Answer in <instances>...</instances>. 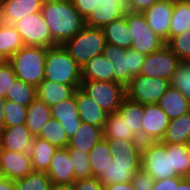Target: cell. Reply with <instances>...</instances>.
Returning <instances> with one entry per match:
<instances>
[{
	"mask_svg": "<svg viewBox=\"0 0 190 190\" xmlns=\"http://www.w3.org/2000/svg\"><path fill=\"white\" fill-rule=\"evenodd\" d=\"M112 161L96 178L102 185L128 183L141 169L142 142L136 140H110Z\"/></svg>",
	"mask_w": 190,
	"mask_h": 190,
	"instance_id": "6da1fadb",
	"label": "cell"
},
{
	"mask_svg": "<svg viewBox=\"0 0 190 190\" xmlns=\"http://www.w3.org/2000/svg\"><path fill=\"white\" fill-rule=\"evenodd\" d=\"M50 28L54 46L64 45L85 25V19L71 0H45L41 9Z\"/></svg>",
	"mask_w": 190,
	"mask_h": 190,
	"instance_id": "7a4b0ae2",
	"label": "cell"
},
{
	"mask_svg": "<svg viewBox=\"0 0 190 190\" xmlns=\"http://www.w3.org/2000/svg\"><path fill=\"white\" fill-rule=\"evenodd\" d=\"M44 80L80 88L81 68L63 45L47 48Z\"/></svg>",
	"mask_w": 190,
	"mask_h": 190,
	"instance_id": "3957f363",
	"label": "cell"
},
{
	"mask_svg": "<svg viewBox=\"0 0 190 190\" xmlns=\"http://www.w3.org/2000/svg\"><path fill=\"white\" fill-rule=\"evenodd\" d=\"M46 47L24 46L8 58L16 78L37 87L44 80Z\"/></svg>",
	"mask_w": 190,
	"mask_h": 190,
	"instance_id": "277c9868",
	"label": "cell"
},
{
	"mask_svg": "<svg viewBox=\"0 0 190 190\" xmlns=\"http://www.w3.org/2000/svg\"><path fill=\"white\" fill-rule=\"evenodd\" d=\"M106 44L102 28L84 26L63 47L82 68L90 58L103 54Z\"/></svg>",
	"mask_w": 190,
	"mask_h": 190,
	"instance_id": "5b68a950",
	"label": "cell"
},
{
	"mask_svg": "<svg viewBox=\"0 0 190 190\" xmlns=\"http://www.w3.org/2000/svg\"><path fill=\"white\" fill-rule=\"evenodd\" d=\"M106 59L114 63V82L122 84L125 88L134 76L141 74L142 65L146 55L135 49H124L115 45L106 44L103 50Z\"/></svg>",
	"mask_w": 190,
	"mask_h": 190,
	"instance_id": "8992f818",
	"label": "cell"
},
{
	"mask_svg": "<svg viewBox=\"0 0 190 190\" xmlns=\"http://www.w3.org/2000/svg\"><path fill=\"white\" fill-rule=\"evenodd\" d=\"M80 89L108 113L119 110L126 97V88L111 81H82Z\"/></svg>",
	"mask_w": 190,
	"mask_h": 190,
	"instance_id": "52a82bcc",
	"label": "cell"
},
{
	"mask_svg": "<svg viewBox=\"0 0 190 190\" xmlns=\"http://www.w3.org/2000/svg\"><path fill=\"white\" fill-rule=\"evenodd\" d=\"M124 15L132 34V49L149 55L166 45L165 41L147 25L143 13L126 10Z\"/></svg>",
	"mask_w": 190,
	"mask_h": 190,
	"instance_id": "ba28073f",
	"label": "cell"
},
{
	"mask_svg": "<svg viewBox=\"0 0 190 190\" xmlns=\"http://www.w3.org/2000/svg\"><path fill=\"white\" fill-rule=\"evenodd\" d=\"M141 168L154 180L177 176L172 171L171 152H167L166 144L161 141L142 144Z\"/></svg>",
	"mask_w": 190,
	"mask_h": 190,
	"instance_id": "9c48e42d",
	"label": "cell"
},
{
	"mask_svg": "<svg viewBox=\"0 0 190 190\" xmlns=\"http://www.w3.org/2000/svg\"><path fill=\"white\" fill-rule=\"evenodd\" d=\"M13 25L20 33L25 46L54 47V40L42 11L27 15Z\"/></svg>",
	"mask_w": 190,
	"mask_h": 190,
	"instance_id": "30bf717a",
	"label": "cell"
},
{
	"mask_svg": "<svg viewBox=\"0 0 190 190\" xmlns=\"http://www.w3.org/2000/svg\"><path fill=\"white\" fill-rule=\"evenodd\" d=\"M170 81L150 78L145 75L134 76L126 87V97L139 104H157L170 87Z\"/></svg>",
	"mask_w": 190,
	"mask_h": 190,
	"instance_id": "8fae6325",
	"label": "cell"
},
{
	"mask_svg": "<svg viewBox=\"0 0 190 190\" xmlns=\"http://www.w3.org/2000/svg\"><path fill=\"white\" fill-rule=\"evenodd\" d=\"M180 62V59L171 49L167 45H164L160 50L146 55L141 75L171 81Z\"/></svg>",
	"mask_w": 190,
	"mask_h": 190,
	"instance_id": "7c38bea8",
	"label": "cell"
},
{
	"mask_svg": "<svg viewBox=\"0 0 190 190\" xmlns=\"http://www.w3.org/2000/svg\"><path fill=\"white\" fill-rule=\"evenodd\" d=\"M0 149L21 152L32 159L34 153V136L25 124L4 127L0 131Z\"/></svg>",
	"mask_w": 190,
	"mask_h": 190,
	"instance_id": "4fadbf2b",
	"label": "cell"
},
{
	"mask_svg": "<svg viewBox=\"0 0 190 190\" xmlns=\"http://www.w3.org/2000/svg\"><path fill=\"white\" fill-rule=\"evenodd\" d=\"M170 119L158 104H144L142 143L161 141Z\"/></svg>",
	"mask_w": 190,
	"mask_h": 190,
	"instance_id": "5bb4252c",
	"label": "cell"
},
{
	"mask_svg": "<svg viewBox=\"0 0 190 190\" xmlns=\"http://www.w3.org/2000/svg\"><path fill=\"white\" fill-rule=\"evenodd\" d=\"M174 3L158 0L149 9L143 12L147 25L167 43L169 41V30L173 15Z\"/></svg>",
	"mask_w": 190,
	"mask_h": 190,
	"instance_id": "9a60e30c",
	"label": "cell"
},
{
	"mask_svg": "<svg viewBox=\"0 0 190 190\" xmlns=\"http://www.w3.org/2000/svg\"><path fill=\"white\" fill-rule=\"evenodd\" d=\"M33 171L31 159L21 152L0 149V175L12 181L23 179Z\"/></svg>",
	"mask_w": 190,
	"mask_h": 190,
	"instance_id": "2e32d148",
	"label": "cell"
},
{
	"mask_svg": "<svg viewBox=\"0 0 190 190\" xmlns=\"http://www.w3.org/2000/svg\"><path fill=\"white\" fill-rule=\"evenodd\" d=\"M51 118L60 122L68 138H71L76 133L82 122L78 114L76 91L71 98L51 106Z\"/></svg>",
	"mask_w": 190,
	"mask_h": 190,
	"instance_id": "e0dca14e",
	"label": "cell"
},
{
	"mask_svg": "<svg viewBox=\"0 0 190 190\" xmlns=\"http://www.w3.org/2000/svg\"><path fill=\"white\" fill-rule=\"evenodd\" d=\"M126 8L118 0H100L95 9L85 19V25L103 28L108 23L124 16Z\"/></svg>",
	"mask_w": 190,
	"mask_h": 190,
	"instance_id": "ac0fdd59",
	"label": "cell"
},
{
	"mask_svg": "<svg viewBox=\"0 0 190 190\" xmlns=\"http://www.w3.org/2000/svg\"><path fill=\"white\" fill-rule=\"evenodd\" d=\"M52 183L69 184L75 181L73 165L67 148H58L46 172Z\"/></svg>",
	"mask_w": 190,
	"mask_h": 190,
	"instance_id": "d6986e66",
	"label": "cell"
},
{
	"mask_svg": "<svg viewBox=\"0 0 190 190\" xmlns=\"http://www.w3.org/2000/svg\"><path fill=\"white\" fill-rule=\"evenodd\" d=\"M45 0H6L0 5L1 21L14 24L20 19L41 11Z\"/></svg>",
	"mask_w": 190,
	"mask_h": 190,
	"instance_id": "ffe728a7",
	"label": "cell"
},
{
	"mask_svg": "<svg viewBox=\"0 0 190 190\" xmlns=\"http://www.w3.org/2000/svg\"><path fill=\"white\" fill-rule=\"evenodd\" d=\"M76 103L79 118L82 122L98 126L103 129L107 120L108 112L99 107V105L86 95L80 88L76 89Z\"/></svg>",
	"mask_w": 190,
	"mask_h": 190,
	"instance_id": "44dd1931",
	"label": "cell"
},
{
	"mask_svg": "<svg viewBox=\"0 0 190 190\" xmlns=\"http://www.w3.org/2000/svg\"><path fill=\"white\" fill-rule=\"evenodd\" d=\"M114 63L103 54L90 58L81 68L82 81L114 82Z\"/></svg>",
	"mask_w": 190,
	"mask_h": 190,
	"instance_id": "7402d4cb",
	"label": "cell"
},
{
	"mask_svg": "<svg viewBox=\"0 0 190 190\" xmlns=\"http://www.w3.org/2000/svg\"><path fill=\"white\" fill-rule=\"evenodd\" d=\"M103 137V129L101 127L81 122L76 133L69 138L67 148L80 149L89 153Z\"/></svg>",
	"mask_w": 190,
	"mask_h": 190,
	"instance_id": "603a6c76",
	"label": "cell"
},
{
	"mask_svg": "<svg viewBox=\"0 0 190 190\" xmlns=\"http://www.w3.org/2000/svg\"><path fill=\"white\" fill-rule=\"evenodd\" d=\"M37 97L43 100L48 106L71 98L76 91L74 86L58 84L49 80H43L37 87Z\"/></svg>",
	"mask_w": 190,
	"mask_h": 190,
	"instance_id": "cb8c5ba5",
	"label": "cell"
},
{
	"mask_svg": "<svg viewBox=\"0 0 190 190\" xmlns=\"http://www.w3.org/2000/svg\"><path fill=\"white\" fill-rule=\"evenodd\" d=\"M170 120L190 112L189 100L176 88L170 86L157 103Z\"/></svg>",
	"mask_w": 190,
	"mask_h": 190,
	"instance_id": "d4e9b609",
	"label": "cell"
},
{
	"mask_svg": "<svg viewBox=\"0 0 190 190\" xmlns=\"http://www.w3.org/2000/svg\"><path fill=\"white\" fill-rule=\"evenodd\" d=\"M102 30L107 44L124 49L131 48L132 34L126 22L125 15L108 23Z\"/></svg>",
	"mask_w": 190,
	"mask_h": 190,
	"instance_id": "484cf974",
	"label": "cell"
},
{
	"mask_svg": "<svg viewBox=\"0 0 190 190\" xmlns=\"http://www.w3.org/2000/svg\"><path fill=\"white\" fill-rule=\"evenodd\" d=\"M51 118V107L43 100L36 97L27 107L25 125L29 128L31 134L37 137L42 127Z\"/></svg>",
	"mask_w": 190,
	"mask_h": 190,
	"instance_id": "4316f807",
	"label": "cell"
},
{
	"mask_svg": "<svg viewBox=\"0 0 190 190\" xmlns=\"http://www.w3.org/2000/svg\"><path fill=\"white\" fill-rule=\"evenodd\" d=\"M103 136L109 141L115 139L140 141L134 132L128 128L125 117H122L118 112L108 113L103 126Z\"/></svg>",
	"mask_w": 190,
	"mask_h": 190,
	"instance_id": "83f0119b",
	"label": "cell"
},
{
	"mask_svg": "<svg viewBox=\"0 0 190 190\" xmlns=\"http://www.w3.org/2000/svg\"><path fill=\"white\" fill-rule=\"evenodd\" d=\"M190 138V112L172 119L161 142L163 144L186 145Z\"/></svg>",
	"mask_w": 190,
	"mask_h": 190,
	"instance_id": "f1b7e54d",
	"label": "cell"
},
{
	"mask_svg": "<svg viewBox=\"0 0 190 190\" xmlns=\"http://www.w3.org/2000/svg\"><path fill=\"white\" fill-rule=\"evenodd\" d=\"M117 112L122 117H125L128 128H130L142 142V117L144 114V105L125 97Z\"/></svg>",
	"mask_w": 190,
	"mask_h": 190,
	"instance_id": "f546056e",
	"label": "cell"
},
{
	"mask_svg": "<svg viewBox=\"0 0 190 190\" xmlns=\"http://www.w3.org/2000/svg\"><path fill=\"white\" fill-rule=\"evenodd\" d=\"M92 176L97 177L105 173L106 168L112 161L113 155L110 150V142L104 137L88 153Z\"/></svg>",
	"mask_w": 190,
	"mask_h": 190,
	"instance_id": "4dcf8cb0",
	"label": "cell"
},
{
	"mask_svg": "<svg viewBox=\"0 0 190 190\" xmlns=\"http://www.w3.org/2000/svg\"><path fill=\"white\" fill-rule=\"evenodd\" d=\"M20 33L13 24L0 23V52L6 57H11L24 47Z\"/></svg>",
	"mask_w": 190,
	"mask_h": 190,
	"instance_id": "1f68e13d",
	"label": "cell"
},
{
	"mask_svg": "<svg viewBox=\"0 0 190 190\" xmlns=\"http://www.w3.org/2000/svg\"><path fill=\"white\" fill-rule=\"evenodd\" d=\"M190 29V0H179L174 3L170 23L169 40Z\"/></svg>",
	"mask_w": 190,
	"mask_h": 190,
	"instance_id": "d6a6232c",
	"label": "cell"
},
{
	"mask_svg": "<svg viewBox=\"0 0 190 190\" xmlns=\"http://www.w3.org/2000/svg\"><path fill=\"white\" fill-rule=\"evenodd\" d=\"M57 149L48 141L34 137V153L31 159L33 171L47 172Z\"/></svg>",
	"mask_w": 190,
	"mask_h": 190,
	"instance_id": "836d02e7",
	"label": "cell"
},
{
	"mask_svg": "<svg viewBox=\"0 0 190 190\" xmlns=\"http://www.w3.org/2000/svg\"><path fill=\"white\" fill-rule=\"evenodd\" d=\"M167 152H171L172 171L177 176L190 177V153L186 145L166 144Z\"/></svg>",
	"mask_w": 190,
	"mask_h": 190,
	"instance_id": "e575fe53",
	"label": "cell"
},
{
	"mask_svg": "<svg viewBox=\"0 0 190 190\" xmlns=\"http://www.w3.org/2000/svg\"><path fill=\"white\" fill-rule=\"evenodd\" d=\"M38 138L48 141L57 148H67L69 138L67 133L61 126L60 122L54 118H50L42 127Z\"/></svg>",
	"mask_w": 190,
	"mask_h": 190,
	"instance_id": "d590c367",
	"label": "cell"
},
{
	"mask_svg": "<svg viewBox=\"0 0 190 190\" xmlns=\"http://www.w3.org/2000/svg\"><path fill=\"white\" fill-rule=\"evenodd\" d=\"M37 97L36 87L24 81L16 79L7 92L5 99L19 103L22 106L28 105Z\"/></svg>",
	"mask_w": 190,
	"mask_h": 190,
	"instance_id": "8d00e7d4",
	"label": "cell"
},
{
	"mask_svg": "<svg viewBox=\"0 0 190 190\" xmlns=\"http://www.w3.org/2000/svg\"><path fill=\"white\" fill-rule=\"evenodd\" d=\"M16 190H50L52 182L46 172L32 171L23 179L14 181Z\"/></svg>",
	"mask_w": 190,
	"mask_h": 190,
	"instance_id": "74e56055",
	"label": "cell"
},
{
	"mask_svg": "<svg viewBox=\"0 0 190 190\" xmlns=\"http://www.w3.org/2000/svg\"><path fill=\"white\" fill-rule=\"evenodd\" d=\"M2 109L4 112V127L25 124L27 115L26 106L5 99Z\"/></svg>",
	"mask_w": 190,
	"mask_h": 190,
	"instance_id": "f35d334b",
	"label": "cell"
},
{
	"mask_svg": "<svg viewBox=\"0 0 190 190\" xmlns=\"http://www.w3.org/2000/svg\"><path fill=\"white\" fill-rule=\"evenodd\" d=\"M67 149L73 165L75 180L92 177L88 153L75 148Z\"/></svg>",
	"mask_w": 190,
	"mask_h": 190,
	"instance_id": "ab89813d",
	"label": "cell"
},
{
	"mask_svg": "<svg viewBox=\"0 0 190 190\" xmlns=\"http://www.w3.org/2000/svg\"><path fill=\"white\" fill-rule=\"evenodd\" d=\"M170 85L178 89L190 102V62L181 61L178 64Z\"/></svg>",
	"mask_w": 190,
	"mask_h": 190,
	"instance_id": "60d3db41",
	"label": "cell"
},
{
	"mask_svg": "<svg viewBox=\"0 0 190 190\" xmlns=\"http://www.w3.org/2000/svg\"><path fill=\"white\" fill-rule=\"evenodd\" d=\"M166 45L180 61L190 62V29L172 37Z\"/></svg>",
	"mask_w": 190,
	"mask_h": 190,
	"instance_id": "b9f144b4",
	"label": "cell"
},
{
	"mask_svg": "<svg viewBox=\"0 0 190 190\" xmlns=\"http://www.w3.org/2000/svg\"><path fill=\"white\" fill-rule=\"evenodd\" d=\"M16 79L15 72L8 62L0 67V98H6L8 90Z\"/></svg>",
	"mask_w": 190,
	"mask_h": 190,
	"instance_id": "7bdbcfd3",
	"label": "cell"
},
{
	"mask_svg": "<svg viewBox=\"0 0 190 190\" xmlns=\"http://www.w3.org/2000/svg\"><path fill=\"white\" fill-rule=\"evenodd\" d=\"M154 181L155 180L141 168L135 173L131 183L134 190H152Z\"/></svg>",
	"mask_w": 190,
	"mask_h": 190,
	"instance_id": "ee69618b",
	"label": "cell"
},
{
	"mask_svg": "<svg viewBox=\"0 0 190 190\" xmlns=\"http://www.w3.org/2000/svg\"><path fill=\"white\" fill-rule=\"evenodd\" d=\"M75 190H104L102 185L96 177L84 178L74 181Z\"/></svg>",
	"mask_w": 190,
	"mask_h": 190,
	"instance_id": "f6af8a7d",
	"label": "cell"
},
{
	"mask_svg": "<svg viewBox=\"0 0 190 190\" xmlns=\"http://www.w3.org/2000/svg\"><path fill=\"white\" fill-rule=\"evenodd\" d=\"M76 10L86 19L100 0H71Z\"/></svg>",
	"mask_w": 190,
	"mask_h": 190,
	"instance_id": "bcb514c9",
	"label": "cell"
},
{
	"mask_svg": "<svg viewBox=\"0 0 190 190\" xmlns=\"http://www.w3.org/2000/svg\"><path fill=\"white\" fill-rule=\"evenodd\" d=\"M182 176H173L167 179L155 180L152 190H175V185L183 179Z\"/></svg>",
	"mask_w": 190,
	"mask_h": 190,
	"instance_id": "7dc6e473",
	"label": "cell"
},
{
	"mask_svg": "<svg viewBox=\"0 0 190 190\" xmlns=\"http://www.w3.org/2000/svg\"><path fill=\"white\" fill-rule=\"evenodd\" d=\"M157 1L158 0H130V3L126 10L131 12L143 13Z\"/></svg>",
	"mask_w": 190,
	"mask_h": 190,
	"instance_id": "c3c4849f",
	"label": "cell"
},
{
	"mask_svg": "<svg viewBox=\"0 0 190 190\" xmlns=\"http://www.w3.org/2000/svg\"><path fill=\"white\" fill-rule=\"evenodd\" d=\"M104 190H134L131 182L104 185Z\"/></svg>",
	"mask_w": 190,
	"mask_h": 190,
	"instance_id": "681fc988",
	"label": "cell"
},
{
	"mask_svg": "<svg viewBox=\"0 0 190 190\" xmlns=\"http://www.w3.org/2000/svg\"><path fill=\"white\" fill-rule=\"evenodd\" d=\"M0 190H16L14 181L0 175Z\"/></svg>",
	"mask_w": 190,
	"mask_h": 190,
	"instance_id": "f907efd6",
	"label": "cell"
},
{
	"mask_svg": "<svg viewBox=\"0 0 190 190\" xmlns=\"http://www.w3.org/2000/svg\"><path fill=\"white\" fill-rule=\"evenodd\" d=\"M50 190H75L74 182L69 184L52 183Z\"/></svg>",
	"mask_w": 190,
	"mask_h": 190,
	"instance_id": "816d5d0a",
	"label": "cell"
},
{
	"mask_svg": "<svg viewBox=\"0 0 190 190\" xmlns=\"http://www.w3.org/2000/svg\"><path fill=\"white\" fill-rule=\"evenodd\" d=\"M175 190H190V177H184L178 185H175Z\"/></svg>",
	"mask_w": 190,
	"mask_h": 190,
	"instance_id": "f5cc1de1",
	"label": "cell"
},
{
	"mask_svg": "<svg viewBox=\"0 0 190 190\" xmlns=\"http://www.w3.org/2000/svg\"><path fill=\"white\" fill-rule=\"evenodd\" d=\"M4 100L0 98V131L4 128L3 123H4V112H3V104H4Z\"/></svg>",
	"mask_w": 190,
	"mask_h": 190,
	"instance_id": "db71d44e",
	"label": "cell"
},
{
	"mask_svg": "<svg viewBox=\"0 0 190 190\" xmlns=\"http://www.w3.org/2000/svg\"><path fill=\"white\" fill-rule=\"evenodd\" d=\"M8 62V57L0 52V67Z\"/></svg>",
	"mask_w": 190,
	"mask_h": 190,
	"instance_id": "11a10c76",
	"label": "cell"
},
{
	"mask_svg": "<svg viewBox=\"0 0 190 190\" xmlns=\"http://www.w3.org/2000/svg\"><path fill=\"white\" fill-rule=\"evenodd\" d=\"M120 4H122L125 8L128 7L130 0H118Z\"/></svg>",
	"mask_w": 190,
	"mask_h": 190,
	"instance_id": "9f6ffc18",
	"label": "cell"
},
{
	"mask_svg": "<svg viewBox=\"0 0 190 190\" xmlns=\"http://www.w3.org/2000/svg\"><path fill=\"white\" fill-rule=\"evenodd\" d=\"M186 147L188 152L190 153V138L187 140Z\"/></svg>",
	"mask_w": 190,
	"mask_h": 190,
	"instance_id": "6f0895ef",
	"label": "cell"
},
{
	"mask_svg": "<svg viewBox=\"0 0 190 190\" xmlns=\"http://www.w3.org/2000/svg\"><path fill=\"white\" fill-rule=\"evenodd\" d=\"M163 1H170V2L175 3V2H177V1H179V0H163Z\"/></svg>",
	"mask_w": 190,
	"mask_h": 190,
	"instance_id": "680465c9",
	"label": "cell"
},
{
	"mask_svg": "<svg viewBox=\"0 0 190 190\" xmlns=\"http://www.w3.org/2000/svg\"><path fill=\"white\" fill-rule=\"evenodd\" d=\"M6 0H0V5L3 3V2H5Z\"/></svg>",
	"mask_w": 190,
	"mask_h": 190,
	"instance_id": "91938a15",
	"label": "cell"
}]
</instances>
